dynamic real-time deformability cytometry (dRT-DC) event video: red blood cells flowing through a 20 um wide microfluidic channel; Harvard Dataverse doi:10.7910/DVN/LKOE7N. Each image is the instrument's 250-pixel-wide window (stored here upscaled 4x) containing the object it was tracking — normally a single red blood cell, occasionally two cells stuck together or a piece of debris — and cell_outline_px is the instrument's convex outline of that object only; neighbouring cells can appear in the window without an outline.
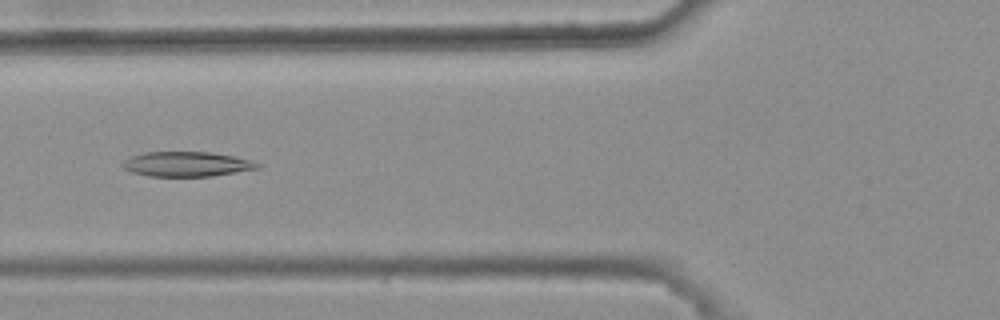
{"species": "common noctule bat (a hibernating species)", "species_latin": "Nyctalus noctula", "temperature_condition": "warm", "stored_images_in_passage": 34, "camera_frame_rate_fps": 3000, "um_per_image_px": 0.085, "animal": {"sex": "female", "body_mass_g": 25.1}, "frame": {"image": 1, "passage_image": 8, "time_ms": 2.333, "image_size_px": [1000, 320], "cell_outline_px": [[260, 168], [212, 176], [148, 176], [132, 172], [124, 168], [120, 164], [124, 160], [132, 156], [144, 152], [208, 152], [232, 156], [252, 160], [260, 164]], "centroid_in_image_um": [15.86, 13.95], "position_along_channel_um": 109.9, "area_um2": 19.42}}
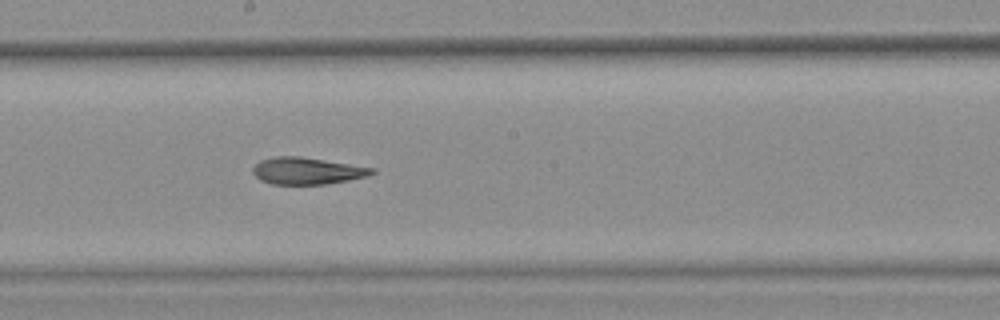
{"frame": {"image": 2, "passage_image": 17, "time_ms": 5.333, "image_size_px": [1000, 320], "cell_outline_px": [[376, 172], [368, 176], [348, 180], [324, 184], [272, 184], [260, 180], [252, 172], [252, 168], [260, 160], [272, 156], [300, 156], [376, 168]], "centroid_in_image_um": [26.1, 14.51], "position_along_channel_um": 222.1, "area_um2": 18.73}}
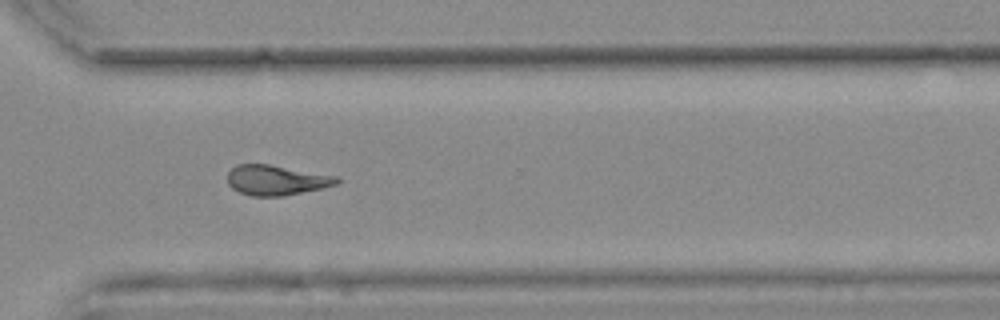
{"frame": {"image": 3, "passage_image": 27, "time_ms": 8.667, "image_size_px": [1000, 320], "cell_outline_px": [[340, 180], [336, 184], [320, 188], [280, 196], [252, 196], [240, 192], [232, 188], [228, 184], [228, 172], [236, 164], [268, 164], [340, 176]], "centroid_in_image_um": [23.48, 15.29], "position_along_channel_um": 347.1, "area_um2": 19.02}, "authors_computed_cell_mechanics": {"area_um2": 19.363, "velocity_mm_per_s": 3.7417, "shape_relaxation_time_tau1_ms": null, "shape_relaxation_time_tau2_ms": 3.5249, "deformation_change_tau1": null, "deformation_change_tau2": 0.1294}}